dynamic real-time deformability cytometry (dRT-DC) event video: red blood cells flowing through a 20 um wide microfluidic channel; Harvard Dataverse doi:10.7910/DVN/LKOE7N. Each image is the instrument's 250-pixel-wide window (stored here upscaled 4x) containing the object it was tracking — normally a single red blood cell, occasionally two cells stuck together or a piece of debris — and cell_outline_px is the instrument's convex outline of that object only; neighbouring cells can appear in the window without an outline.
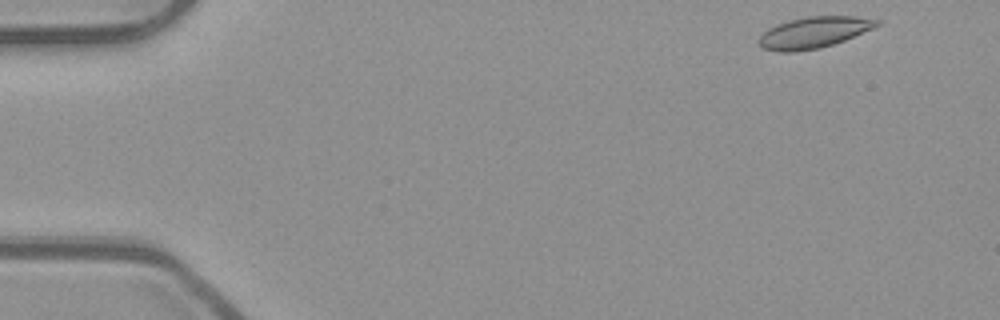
{"species": "common noctule bat (a hibernating species)", "species_latin": "Nyctalus noctula", "temperature_condition": "room temperature", "stored_images_in_passage": 8, "camera_frame_rate_fps": 3000, "um_per_image_px": 0.085, "animal": {"sex": "male", "body_mass_g": 23.1, "forearm_length_mm": 52.7}, "frame": {"image": 1, "passage_image": 1, "time_ms": 0.0, "image_size_px": [1000, 320], "cell_outline_px": [[884, 20], [880, 24], [872, 28], [844, 40], [820, 48], [792, 52], [780, 52], [764, 48], [756, 40], [768, 28], [776, 24], [788, 20], [808, 16], [856, 16]], "centroid_in_image_um": [69.17, 2.74], "position_along_channel_um": 15.8, "area_um2": 21.44}}